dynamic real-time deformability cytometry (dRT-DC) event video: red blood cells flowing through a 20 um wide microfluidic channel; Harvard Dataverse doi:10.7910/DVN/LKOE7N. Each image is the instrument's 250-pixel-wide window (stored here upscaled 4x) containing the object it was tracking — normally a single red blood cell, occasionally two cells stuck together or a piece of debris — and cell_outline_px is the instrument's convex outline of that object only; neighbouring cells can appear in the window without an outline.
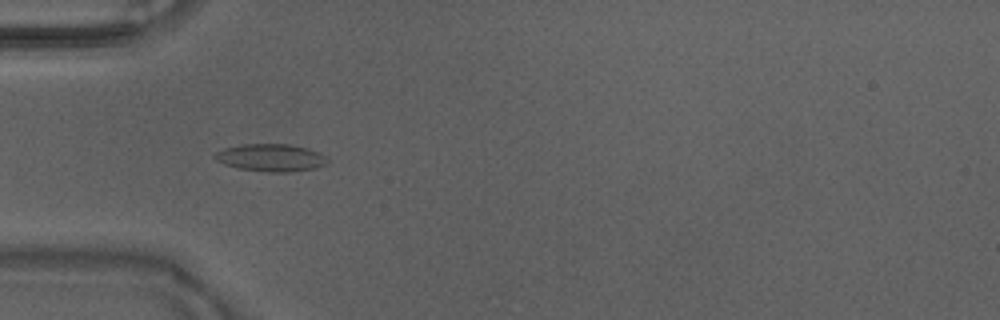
{"species": "Egyptian fruit bat (a non-hibernating species)", "species_latin": "Rousettus aegyptiacus", "temperature_condition": "warm", "stored_images_in_passage": 47, "camera_frame_rate_fps": 3000, "um_per_image_px": 0.085, "animal": {"sex": "male"}, "frame": {"image": 1, "passage_image": 14, "time_ms": 4.333, "image_size_px": [1000, 320], "cell_outline_px": [[328, 164], [316, 168], [288, 172], [268, 172], [236, 168], [224, 164], [216, 160], [212, 156], [216, 152], [224, 148], [244, 144], [288, 144], [308, 148], [320, 152], [328, 160]], "centroid_in_image_um": [23.03, 13.4], "position_along_channel_um": 62.0, "area_um2": 18.15}}
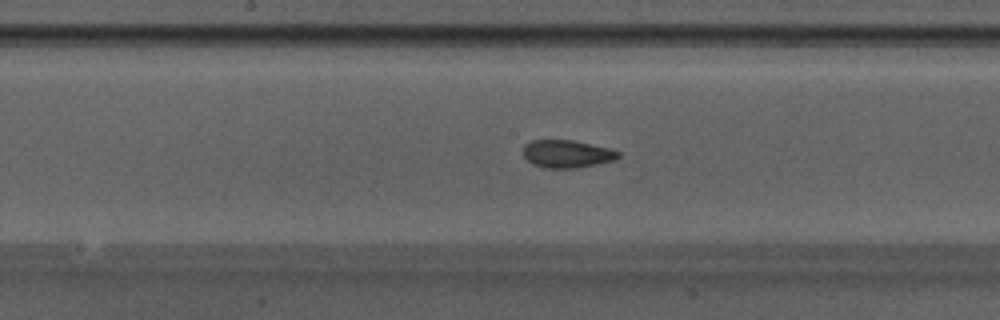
{"frame": {"image": 2, "passage_image": 24, "time_ms": 7.667, "image_size_px": [1000, 320], "cell_outline_px": [[620, 156], [612, 160], [596, 164], [576, 168], [544, 168], [532, 164], [524, 156], [524, 144], [532, 140], [572, 140], [608, 148], [620, 152]], "centroid_in_image_um": [48.16, 13.08], "position_along_channel_um": 200.0, "area_um2": 15.2}}
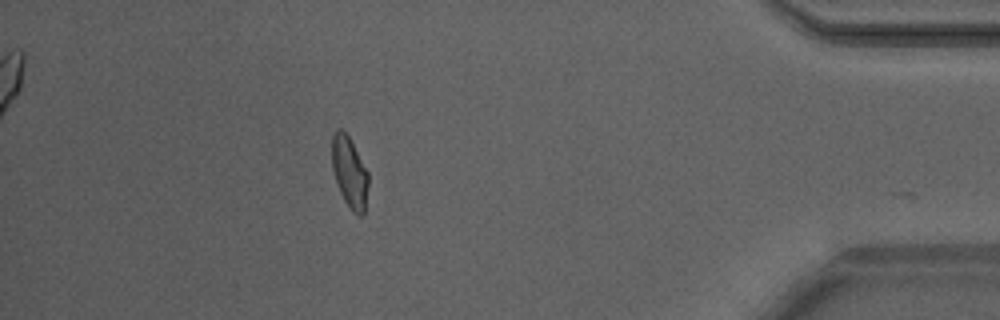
{"frame": {"image": 3, "passage_image": 42, "time_ms": 13.667, "image_size_px": [1000, 320], "cell_outline_px": [[368, 184], [364, 216], [360, 216], [352, 212], [344, 200], [336, 184], [332, 168], [332, 136], [336, 128], [340, 128], [348, 136], [368, 172]], "centroid_in_image_um": [29.7, 14.67], "position_along_channel_um": 405.5, "area_um2": 15.09}, "authors_computed_cell_mechanics": {"area_um2": 15.606, "velocity_mm_per_s": 4.2122, "shape_relaxation_time_tau1_ms": 3.5588, "shape_relaxation_time_tau2_ms": 0.7622, "deformation_change_tau1": 0.1428, "deformation_change_tau2": 0.0559}}